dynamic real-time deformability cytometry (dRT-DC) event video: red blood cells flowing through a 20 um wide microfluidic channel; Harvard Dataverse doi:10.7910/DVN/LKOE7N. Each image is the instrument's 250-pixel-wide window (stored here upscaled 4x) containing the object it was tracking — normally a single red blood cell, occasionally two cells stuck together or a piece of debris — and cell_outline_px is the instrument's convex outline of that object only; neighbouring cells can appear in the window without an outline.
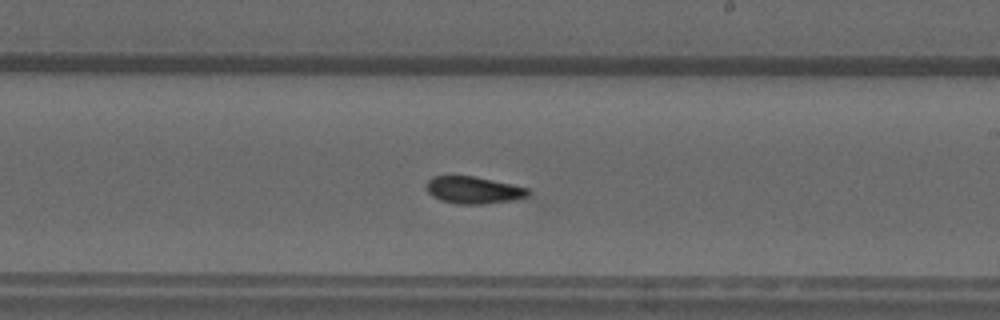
{"species": "common noctule bat (a hibernating species)", "species_latin": "Nyctalus noctula", "temperature_condition": "warm", "stored_images_in_passage": 37, "camera_frame_rate_fps": 3000, "um_per_image_px": 0.085, "animal": {"sex": "male", "forearm_length_mm": 52.5}, "frame": {"image": 1, "passage_image": 29, "time_ms": 9.333, "image_size_px": [1000, 320], "cell_outline_px": [[532, 196], [512, 200], [484, 204], [456, 204], [440, 200], [432, 196], [424, 188], [428, 180], [432, 176], [472, 176], [512, 184], [528, 188], [532, 192]], "centroid_in_image_um": [40.26, 16.16], "position_along_channel_um": 248.7, "area_um2": 16.3}}